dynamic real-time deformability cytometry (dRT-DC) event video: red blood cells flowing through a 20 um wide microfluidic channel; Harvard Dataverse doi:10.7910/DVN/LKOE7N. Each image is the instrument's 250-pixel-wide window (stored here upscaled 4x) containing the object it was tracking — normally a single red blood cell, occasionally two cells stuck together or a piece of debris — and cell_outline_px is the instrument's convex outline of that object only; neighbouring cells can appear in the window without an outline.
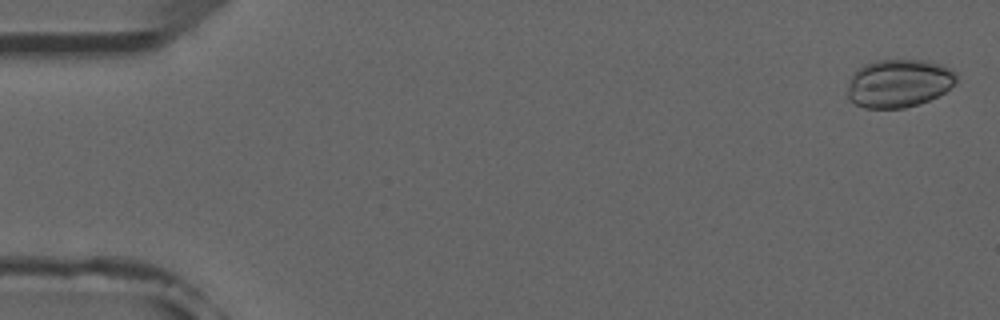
{"species": "common noctule bat (a hibernating species)", "species_latin": "Nyctalus noctula", "temperature_condition": "room temperature", "stored_images_in_passage": 5, "camera_frame_rate_fps": 3000, "um_per_image_px": 0.085, "animal": {"sex": "male", "forearm_length_mm": 52.5}, "frame": {"image": 1, "passage_image": 1, "time_ms": 0.0, "image_size_px": [1000, 320], "cell_outline_px": [[956, 80], [944, 92], [920, 104], [904, 108], [864, 108], [848, 100], [848, 80], [864, 64], [876, 60], [928, 60], [940, 64], [956, 72]], "centroid_in_image_um": [76.37, 7.08], "position_along_channel_um": 8.6, "area_um2": 30.46}}